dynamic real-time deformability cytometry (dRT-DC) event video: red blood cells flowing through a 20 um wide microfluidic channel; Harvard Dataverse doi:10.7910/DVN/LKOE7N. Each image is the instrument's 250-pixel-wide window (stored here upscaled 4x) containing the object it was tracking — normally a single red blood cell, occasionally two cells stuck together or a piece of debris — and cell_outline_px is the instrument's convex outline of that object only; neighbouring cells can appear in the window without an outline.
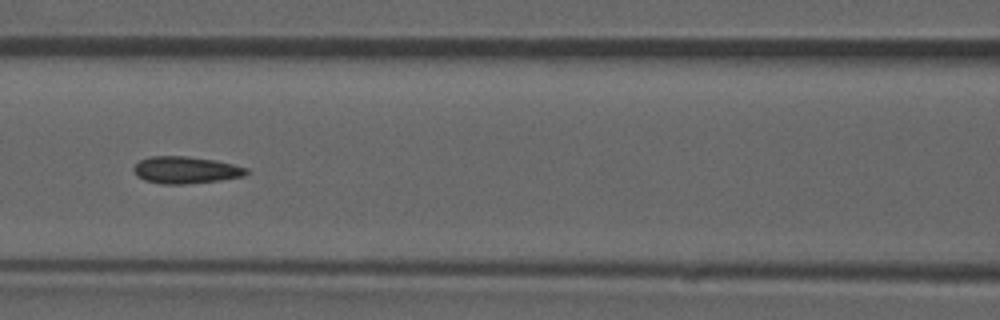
{"species": "common noctule bat (a hibernating species)", "species_latin": "Nyctalus noctula", "temperature_condition": "room temperature", "stored_images_in_passage": 50, "camera_frame_rate_fps": 3000, "um_per_image_px": 0.085, "animal": {"sex": "male", "forearm_length_mm": 52.5}, "frame": {"image": 1, "passage_image": 22, "time_ms": 7.0, "image_size_px": [1000, 320], "cell_outline_px": [[248, 172], [244, 176], [220, 180], [184, 184], [160, 184], [144, 180], [136, 176], [132, 168], [140, 160], [148, 156], [188, 156], [216, 160], [248, 168]], "centroid_in_image_um": [15.76, 14.45], "position_along_channel_um": 150.8, "area_um2": 17.86}}